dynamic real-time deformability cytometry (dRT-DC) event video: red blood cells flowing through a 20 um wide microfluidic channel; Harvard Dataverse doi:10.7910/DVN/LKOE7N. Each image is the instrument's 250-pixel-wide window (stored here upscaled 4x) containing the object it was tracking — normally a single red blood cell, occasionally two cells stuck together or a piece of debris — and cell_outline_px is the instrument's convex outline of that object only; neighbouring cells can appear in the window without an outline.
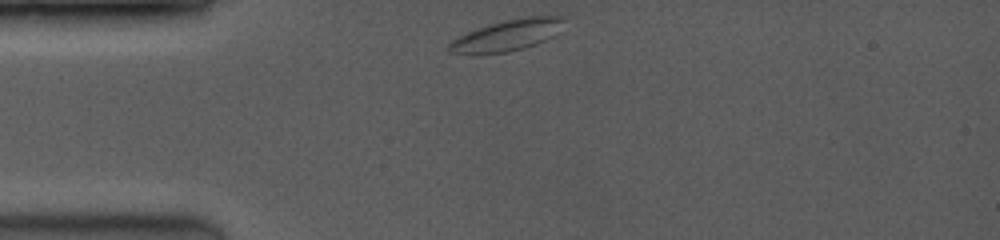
{"species": "common noctule bat (a hibernating species)", "species_latin": "Nyctalus noctula", "temperature_condition": "room temperature", "stored_images_in_passage": 4, "camera_frame_rate_fps": 3500, "um_per_image_px": 0.085, "animal": {"sex": "female", "body_mass_g": 19.0, "forearm_length_mm": 53.3}, "frame": {"image": 1, "passage_image": 1, "time_ms": 0.0, "image_size_px": [1000, 240], "cell_outline_px": [[564, 20], [552, 36], [536, 44], [524, 48], [508, 52], [472, 56], [448, 52], [448, 44], [452, 40], [476, 28], [488, 24], [528, 16], [564, 16]], "centroid_in_image_um": [43.0, 3.04], "position_along_channel_um": 42.0, "area_um2": 20.92}}